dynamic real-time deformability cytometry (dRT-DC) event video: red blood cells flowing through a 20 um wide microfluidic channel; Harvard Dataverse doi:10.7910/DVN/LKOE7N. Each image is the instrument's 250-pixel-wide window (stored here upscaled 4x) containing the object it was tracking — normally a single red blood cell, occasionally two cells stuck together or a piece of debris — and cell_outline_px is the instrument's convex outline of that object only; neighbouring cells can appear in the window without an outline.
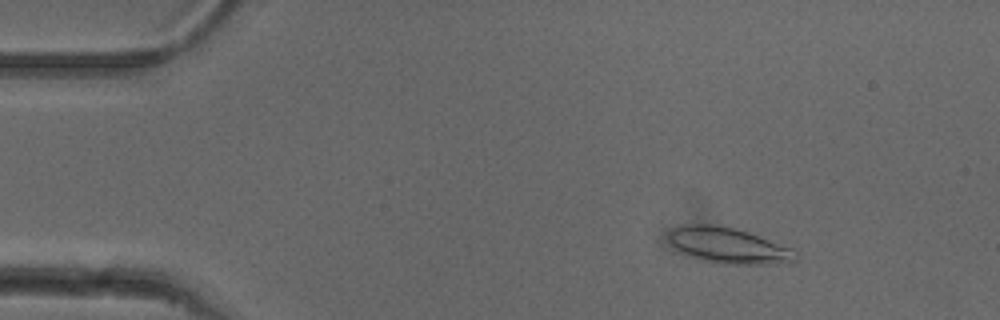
{"species": "common noctule bat (a hibernating species)", "species_latin": "Nyctalus noctula", "temperature_condition": "cold", "stored_images_in_passage": 52, "camera_frame_rate_fps": 3000, "um_per_image_px": 0.085, "animal": {"sex": "female"}, "frame": {"image": 1, "passage_image": 7, "time_ms": 2.0, "image_size_px": [1000, 320], "cell_outline_px": [[796, 260], [792, 264], [716, 264], [680, 252], [668, 240], [668, 232], [672, 228], [680, 224], [712, 224], [732, 228], [748, 232], [792, 248], [796, 252]], "centroid_in_image_um": [61.92, 20.87], "position_along_channel_um": 23.1, "area_um2": 26.7}}
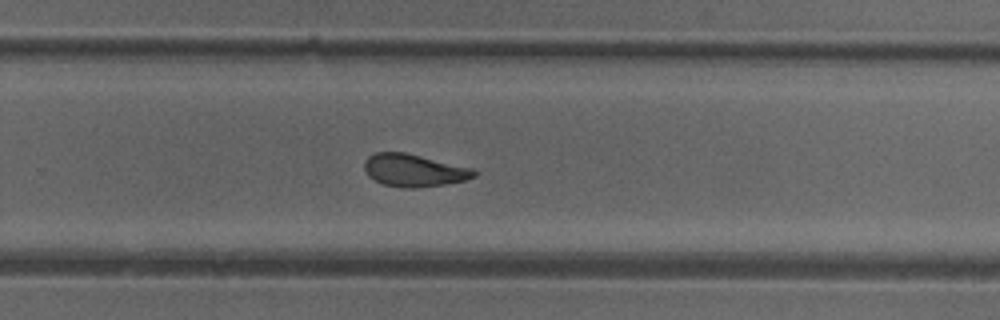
{"frame": {"image": 2, "passage_image": 34, "time_ms": 11.0, "image_size_px": [1000, 320], "cell_outline_px": [[480, 172], [476, 176], [464, 180], [444, 184], [416, 188], [404, 188], [384, 184], [368, 176], [364, 172], [364, 160], [368, 156], [376, 152], [404, 152], [472, 168]], "centroid_in_image_um": [35.17, 14.48], "position_along_channel_um": 294.6, "area_um2": 20.75}}
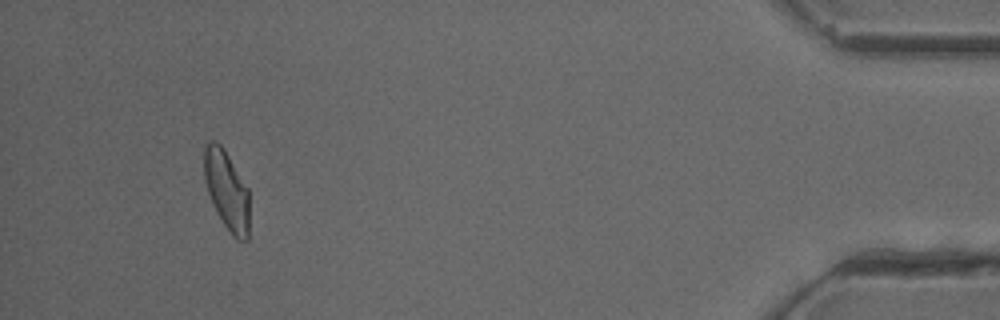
{"frame": {"image": 3, "passage_image": 49, "time_ms": 16.0, "image_size_px": [1000, 320], "cell_outline_px": [[248, 240], [236, 240], [232, 236], [216, 212], [212, 204], [204, 180], [204, 148], [208, 140], [216, 140], [224, 148], [248, 188]], "centroid_in_image_um": [19.25, 16.15], "position_along_channel_um": 415.9, "area_um2": 20.98}, "authors_computed_cell_mechanics": {"area_um2": 21.3571, "velocity_mm_per_s": 3.8901, "shape_relaxation_time_tau1_ms": 4.5899, "shape_relaxation_time_tau2_ms": 2.5524, "deformation_change_tau1": 0.1318, "deformation_change_tau2": 0.0814}}